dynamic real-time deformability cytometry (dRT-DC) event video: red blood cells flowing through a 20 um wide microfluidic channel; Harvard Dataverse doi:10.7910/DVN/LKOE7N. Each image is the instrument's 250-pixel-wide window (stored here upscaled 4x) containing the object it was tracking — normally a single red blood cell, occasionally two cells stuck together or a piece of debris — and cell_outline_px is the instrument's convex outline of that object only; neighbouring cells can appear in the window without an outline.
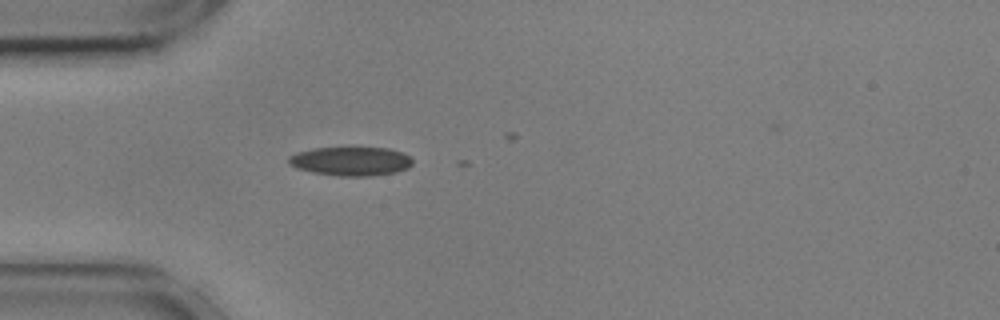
{"species": "common noctule bat (a hibernating species)", "species_latin": "Nyctalus noctula", "temperature_condition": "cold", "stored_images_in_passage": 4, "camera_frame_rate_fps": 3000, "um_per_image_px": 0.085, "animal": {"sex": "male", "body_mass_g": 17.9, "forearm_length_mm": 54.2}, "frame": {"image": 1, "passage_image": 1, "time_ms": 0.0, "image_size_px": [1000, 320], "cell_outline_px": [[412, 164], [408, 168], [396, 172], [372, 176], [336, 176], [312, 172], [296, 168], [288, 164], [288, 156], [296, 152], [312, 148], [388, 148], [404, 152], [412, 160]], "centroid_in_image_um": [29.8, 13.71], "position_along_channel_um": 55.2, "area_um2": 21.04}}